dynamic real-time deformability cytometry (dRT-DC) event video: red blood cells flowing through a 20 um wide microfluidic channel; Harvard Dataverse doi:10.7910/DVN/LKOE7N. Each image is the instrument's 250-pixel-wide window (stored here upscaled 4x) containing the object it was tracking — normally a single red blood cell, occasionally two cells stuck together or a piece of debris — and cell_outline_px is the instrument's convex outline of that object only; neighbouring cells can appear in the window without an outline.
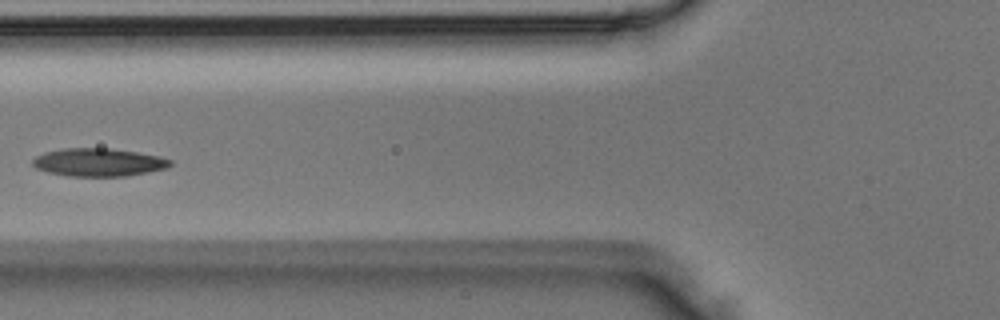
{"species": "Egyptian fruit bat (a non-hibernating species)", "species_latin": "Rousettus aegyptiacus", "temperature_condition": "room temperature", "stored_images_in_passage": 7, "camera_frame_rate_fps": 3000, "um_per_image_px": 0.085, "animal": {"sex": "male"}, "frame": {"image": 1, "passage_image": 6, "time_ms": 1.667, "image_size_px": [1000, 320], "cell_outline_px": [[172, 164], [168, 168], [128, 176], [68, 176], [48, 172], [36, 168], [32, 164], [32, 160], [36, 156], [44, 152], [64, 148], [112, 148], [160, 156], [172, 160]], "centroid_in_image_um": [8.39, 13.79], "position_along_channel_um": 117.4, "area_um2": 22.6}}